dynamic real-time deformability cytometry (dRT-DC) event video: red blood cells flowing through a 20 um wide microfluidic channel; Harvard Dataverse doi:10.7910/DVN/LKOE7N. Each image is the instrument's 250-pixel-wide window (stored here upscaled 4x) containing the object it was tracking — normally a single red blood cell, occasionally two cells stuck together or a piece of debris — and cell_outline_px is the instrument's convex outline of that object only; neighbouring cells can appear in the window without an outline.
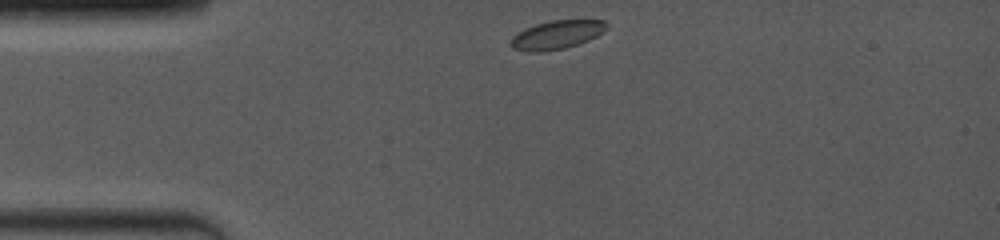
{"species": "common noctule bat (a hibernating species)", "species_latin": "Nyctalus noctula", "temperature_condition": "room temperature", "stored_images_in_passage": 7, "camera_frame_rate_fps": 4000, "um_per_image_px": 0.085, "animal": {"sex": "female", "body_mass_g": 19.0, "forearm_length_mm": 53.3}, "frame": {"image": 1, "passage_image": 1, "time_ms": 0.0, "image_size_px": [1000, 240], "cell_outline_px": [[608, 24], [604, 32], [588, 40], [564, 48], [544, 52], [528, 52], [512, 48], [508, 44], [512, 36], [516, 32], [524, 28], [536, 24], [552, 20], [604, 20]], "centroid_in_image_um": [47.27, 2.96], "position_along_channel_um": 37.7, "area_um2": 16.13}}
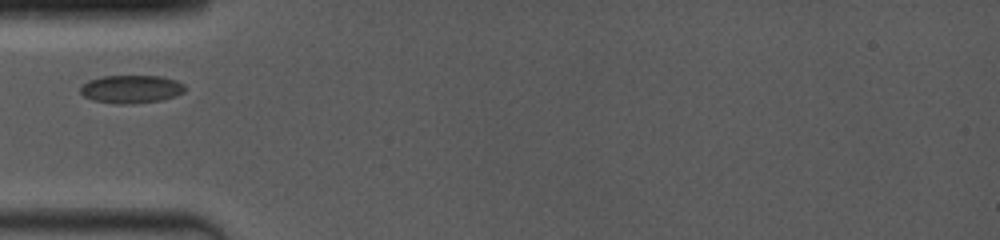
{"frame": {"image": 2, "passage_image": 4, "time_ms": 1.75, "image_size_px": [1000, 240], "cell_outline_px": [[184, 92], [176, 96], [160, 100], [132, 104], [120, 104], [92, 100], [84, 96], [80, 92], [80, 88], [88, 80], [104, 76], [160, 76], [176, 80], [184, 84]], "centroid_in_image_um": [11.16, 7.57], "position_along_channel_um": 73.8, "area_um2": 17.05}}
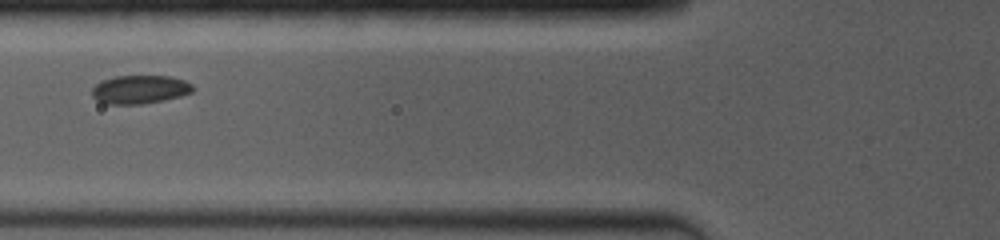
{"frame": {"image": 3, "passage_image": 6, "time_ms": 2.75, "image_size_px": [1000, 240], "cell_outline_px": [[196, 88], [192, 92], [180, 96], [164, 100], [140, 104], [108, 104], [96, 100], [92, 96], [92, 88], [96, 84], [104, 80], [116, 76], [168, 76], [184, 80], [192, 84]], "centroid_in_image_um": [11.9, 7.61], "position_along_channel_um": 113.9, "area_um2": 16.7}}